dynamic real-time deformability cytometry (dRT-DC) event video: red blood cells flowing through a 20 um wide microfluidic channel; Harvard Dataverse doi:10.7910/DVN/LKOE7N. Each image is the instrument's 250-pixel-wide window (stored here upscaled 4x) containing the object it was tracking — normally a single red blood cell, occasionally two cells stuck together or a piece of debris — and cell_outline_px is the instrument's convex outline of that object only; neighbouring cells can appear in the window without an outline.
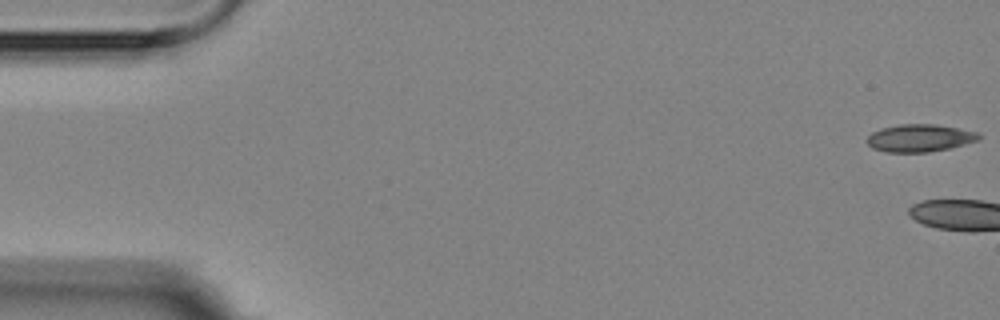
{"species": "Egyptian fruit bat (a non-hibernating species)", "species_latin": "Rousettus aegyptiacus", "temperature_condition": "room temperature", "stored_images_in_passage": 4, "camera_frame_rate_fps": 3000, "um_per_image_px": 0.085, "animal": {"sex": "female"}, "frame": {"image": 1, "passage_image": 1, "time_ms": 0.0, "image_size_px": [1000, 320], "cell_outline_px": [[984, 136], [980, 140], [948, 148], [928, 152], [884, 152], [872, 148], [864, 140], [872, 132], [884, 128], [900, 124], [936, 124], [980, 132]], "centroid_in_image_um": [78.21, 11.73], "position_along_channel_um": 6.8, "area_um2": 18.09}}